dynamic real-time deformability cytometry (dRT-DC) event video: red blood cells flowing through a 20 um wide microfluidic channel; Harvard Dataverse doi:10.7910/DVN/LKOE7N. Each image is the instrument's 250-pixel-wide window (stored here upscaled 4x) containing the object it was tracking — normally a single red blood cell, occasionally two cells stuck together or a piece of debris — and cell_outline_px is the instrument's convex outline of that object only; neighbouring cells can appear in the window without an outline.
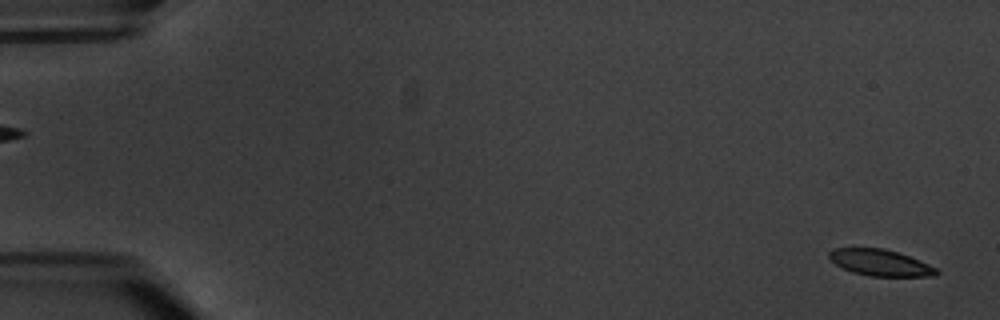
{"species": "common noctule bat (a hibernating species)", "species_latin": "Nyctalus noctula", "temperature_condition": "warm", "stored_images_in_passage": 6, "segment_of_instrument_passage": [2, 2], "camera_frame_rate_fps": 3000, "um_per_image_px": 0.085, "animal": {"sex": "male", "body_mass_g": 20.1, "forearm_length_mm": 53.5}, "frame": {"image": 1, "passage_image": 6, "time_ms": 6.0, "image_size_px": [1000, 320], "cell_outline_px": [[940, 272], [936, 276], [868, 276], [852, 272], [836, 264], [828, 256], [828, 252], [836, 248], [884, 248], [920, 260], [936, 268]], "centroid_in_image_um": [74.84, 22.33], "position_along_channel_um": 10.2, "area_um2": 16.36}}